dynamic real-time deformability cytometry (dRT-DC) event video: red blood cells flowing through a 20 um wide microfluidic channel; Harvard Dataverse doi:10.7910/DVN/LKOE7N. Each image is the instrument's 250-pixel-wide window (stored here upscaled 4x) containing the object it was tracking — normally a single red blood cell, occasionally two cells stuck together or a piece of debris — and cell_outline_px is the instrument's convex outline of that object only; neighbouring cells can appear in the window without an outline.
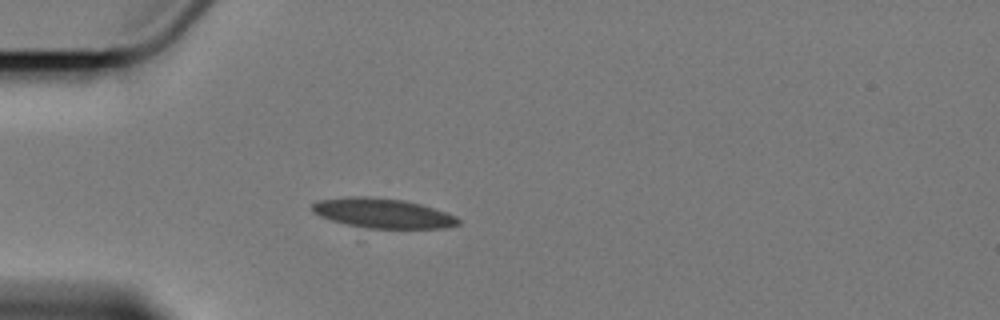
{"species": "Egyptian fruit bat (a non-hibernating species)", "species_latin": "Rousettus aegyptiacus", "temperature_condition": "cold", "stored_images_in_passage": 3, "camera_frame_rate_fps": 3000, "um_per_image_px": 0.085, "animal": {"sex": "female"}, "frame": {"image": 1, "passage_image": 3, "time_ms": 3.0, "image_size_px": [1000, 320], "cell_outline_px": [[460, 224], [444, 228], [368, 228], [344, 224], [320, 216], [312, 212], [312, 204], [320, 200], [352, 196], [364, 196], [400, 200], [420, 204], [456, 216], [460, 220]], "centroid_in_image_um": [32.51, 18.13], "position_along_channel_um": 52.5, "area_um2": 24.97}}